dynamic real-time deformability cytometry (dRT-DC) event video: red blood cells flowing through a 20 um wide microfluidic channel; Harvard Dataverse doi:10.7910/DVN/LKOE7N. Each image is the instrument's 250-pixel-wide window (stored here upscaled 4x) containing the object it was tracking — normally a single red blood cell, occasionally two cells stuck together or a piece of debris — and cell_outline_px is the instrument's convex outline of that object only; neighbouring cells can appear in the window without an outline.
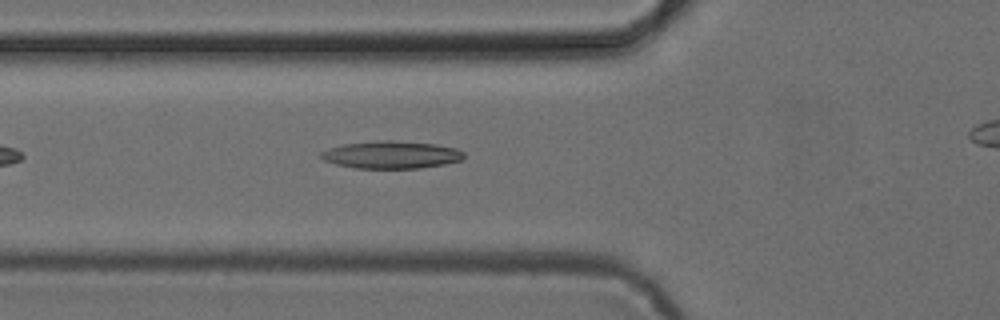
{"species": "common noctule bat (a hibernating species)", "species_latin": "Nyctalus noctula", "temperature_condition": "cold", "stored_images_in_passage": 28, "camera_frame_rate_fps": 3000, "um_per_image_px": 0.085, "animal": {"sex": "female", "body_mass_g": 24.6, "forearm_length_mm": 56.2}, "frame": {"image": 1, "passage_image": 7, "time_ms": 2.0, "image_size_px": [1000, 320], "cell_outline_px": [[464, 156], [460, 160], [444, 164], [420, 168], [356, 168], [336, 164], [324, 160], [320, 156], [320, 152], [328, 148], [340, 144], [380, 140], [392, 140], [436, 144], [456, 148], [464, 152]], "centroid_in_image_um": [33.23, 13.14], "position_along_channel_um": 92.6, "area_um2": 22.95}}
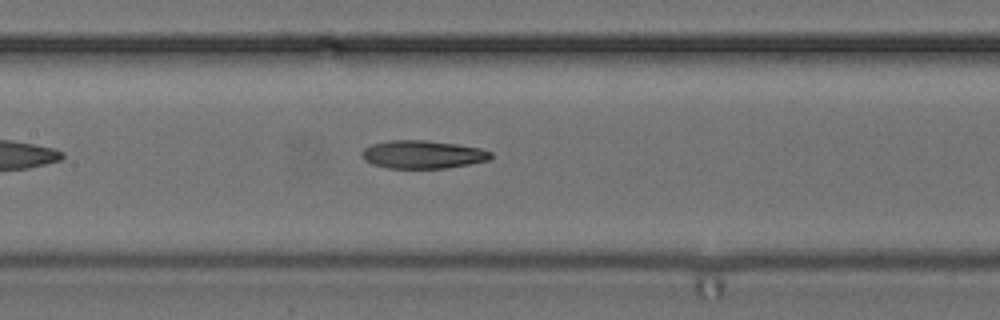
{"frame": {"image": 2, "passage_image": 13, "time_ms": 4.0, "image_size_px": [1000, 320], "cell_outline_px": [[492, 156], [488, 160], [448, 168], [388, 168], [372, 164], [364, 160], [360, 156], [360, 152], [364, 148], [372, 144], [388, 140], [424, 140], [456, 144], [480, 148], [492, 152]], "centroid_in_image_um": [35.88, 13.13], "position_along_channel_um": 171.5, "area_um2": 21.15}}
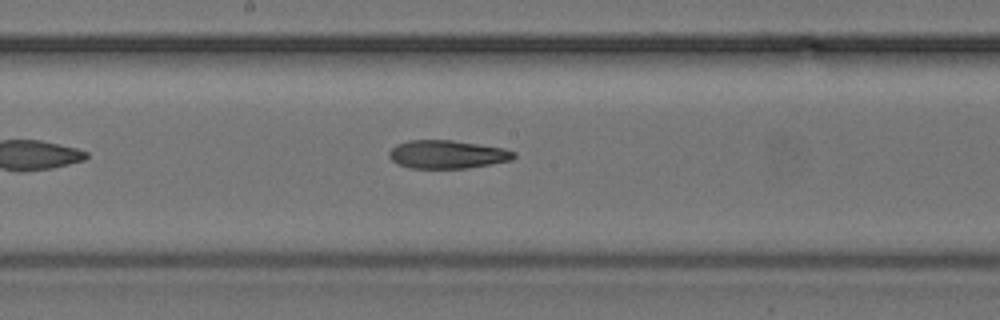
{"frame": {"image": 3, "passage_image": 16, "time_ms": 5.0, "image_size_px": [1000, 320], "cell_outline_px": [[516, 156], [512, 160], [492, 164], [468, 168], [412, 168], [400, 164], [392, 160], [388, 156], [388, 152], [396, 144], [408, 140], [452, 140], [504, 148], [516, 152]], "centroid_in_image_um": [38.04, 13.12], "position_along_channel_um": 210.2, "area_um2": 20.58}}